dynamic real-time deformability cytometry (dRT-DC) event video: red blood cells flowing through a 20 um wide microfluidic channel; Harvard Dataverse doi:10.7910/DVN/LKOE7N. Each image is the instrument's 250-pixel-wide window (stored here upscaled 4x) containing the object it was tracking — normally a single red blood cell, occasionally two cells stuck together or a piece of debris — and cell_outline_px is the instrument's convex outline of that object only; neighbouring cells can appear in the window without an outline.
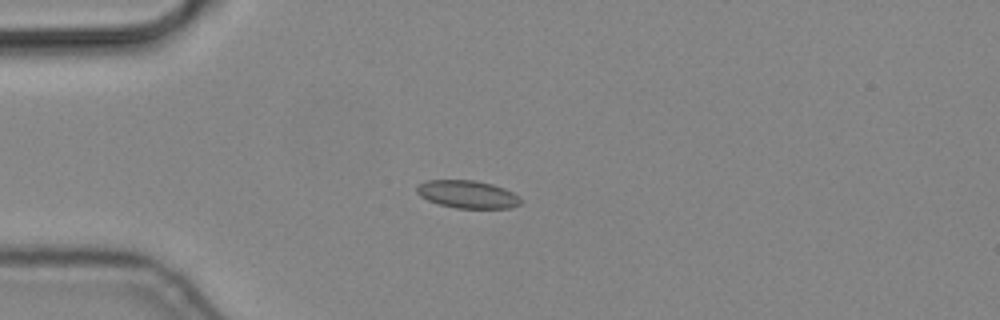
{"species": "common noctule bat (a hibernating species)", "species_latin": "Nyctalus noctula", "temperature_condition": "cold", "stored_images_in_passage": 6, "camera_frame_rate_fps": 3000, "um_per_image_px": 0.085, "animal": {"sex": "male", "body_mass_g": 19.2, "forearm_length_mm": 51.8}, "frame": {"image": 1, "passage_image": 4, "time_ms": 1.0, "image_size_px": [1000, 320], "cell_outline_px": [[520, 204], [512, 208], [456, 208], [440, 204], [428, 200], [420, 196], [416, 192], [416, 188], [420, 184], [428, 180], [476, 180], [492, 184], [504, 188], [512, 192], [520, 200]], "centroid_in_image_um": [39.72, 16.51], "position_along_channel_um": 45.3, "area_um2": 16.65}}
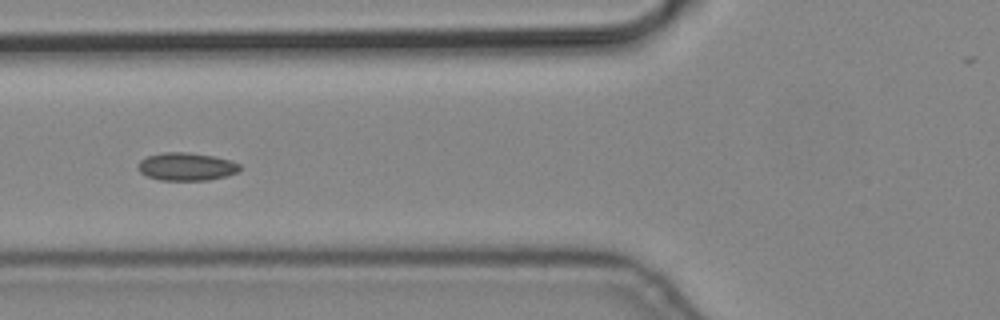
{"frame": {"image": 2, "passage_image": 6, "time_ms": 1.667, "image_size_px": [1000, 320], "cell_outline_px": [[244, 168], [240, 172], [228, 176], [208, 180], [160, 180], [148, 176], [140, 172], [136, 168], [136, 164], [140, 160], [148, 156], [164, 152], [188, 152], [212, 156], [228, 160], [240, 164]], "centroid_in_image_um": [15.87, 14.17], "position_along_channel_um": 109.9, "area_um2": 16.76}}